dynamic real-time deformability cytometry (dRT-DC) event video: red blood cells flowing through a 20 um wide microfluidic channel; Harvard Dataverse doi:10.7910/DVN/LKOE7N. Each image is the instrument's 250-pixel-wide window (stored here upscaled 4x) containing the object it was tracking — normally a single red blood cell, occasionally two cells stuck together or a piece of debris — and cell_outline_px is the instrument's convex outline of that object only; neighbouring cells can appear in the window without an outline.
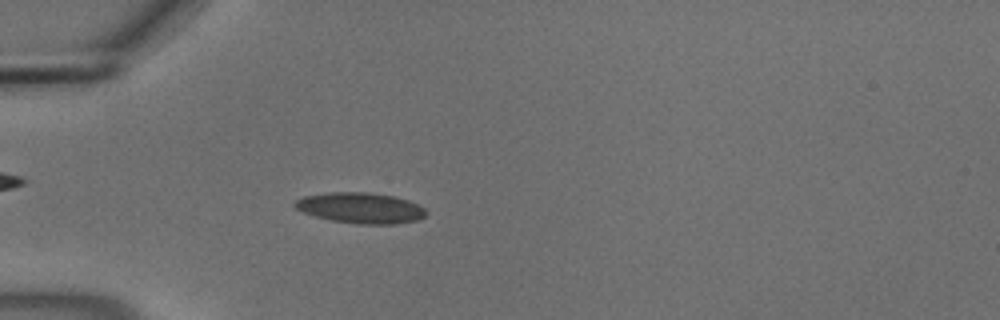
{"species": "common noctule bat (a hibernating species)", "species_latin": "Nyctalus noctula", "temperature_condition": "cold", "stored_images_in_passage": 54, "camera_frame_rate_fps": 3000, "um_per_image_px": 0.085, "animal": {"sex": "male", "body_mass_g": 18.8}, "frame": {"image": 1, "passage_image": 16, "time_ms": 5.0, "image_size_px": [1000, 320], "cell_outline_px": [[428, 212], [424, 216], [416, 220], [396, 224], [360, 224], [332, 220], [316, 216], [304, 212], [296, 208], [292, 204], [296, 200], [304, 196], [332, 192], [364, 192], [392, 196], [408, 200], [424, 208]], "centroid_in_image_um": [30.65, 17.67], "position_along_channel_um": 54.3, "area_um2": 23.18}}
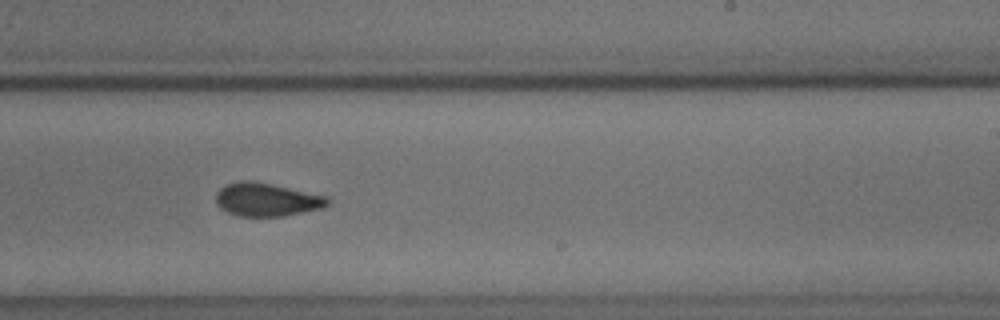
{"frame": {"image": 2, "passage_image": 34, "time_ms": 11.0, "image_size_px": [1000, 320], "cell_outline_px": [[328, 204], [324, 208], [280, 216], [240, 216], [228, 212], [220, 208], [216, 204], [216, 192], [224, 184], [240, 180], [252, 180], [272, 184], [328, 196]], "centroid_in_image_um": [22.64, 16.95], "position_along_channel_um": 266.4, "area_um2": 21.73}}
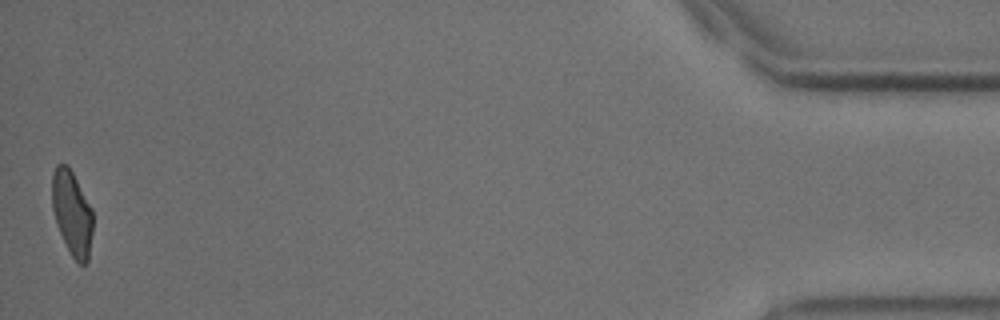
{"frame": {"image": 3, "passage_image": 54, "time_ms": 17.667, "image_size_px": [1000, 320], "cell_outline_px": [[92, 232], [88, 260], [84, 264], [80, 264], [72, 256], [56, 224], [52, 208], [52, 172], [56, 164], [68, 164], [92, 208]], "centroid_in_image_um": [6.11, 18.06], "position_along_channel_um": 429.1, "area_um2": 20.0}, "authors_computed_cell_mechanics": {"area_um2": 21.4727, "velocity_mm_per_s": 3.7115, "shape_relaxation_time_tau1_ms": 7.9475, "shape_relaxation_time_tau2_ms": 2.4334, "deformation_change_tau1": 0.1864, "deformation_change_tau2": 0.0856}}